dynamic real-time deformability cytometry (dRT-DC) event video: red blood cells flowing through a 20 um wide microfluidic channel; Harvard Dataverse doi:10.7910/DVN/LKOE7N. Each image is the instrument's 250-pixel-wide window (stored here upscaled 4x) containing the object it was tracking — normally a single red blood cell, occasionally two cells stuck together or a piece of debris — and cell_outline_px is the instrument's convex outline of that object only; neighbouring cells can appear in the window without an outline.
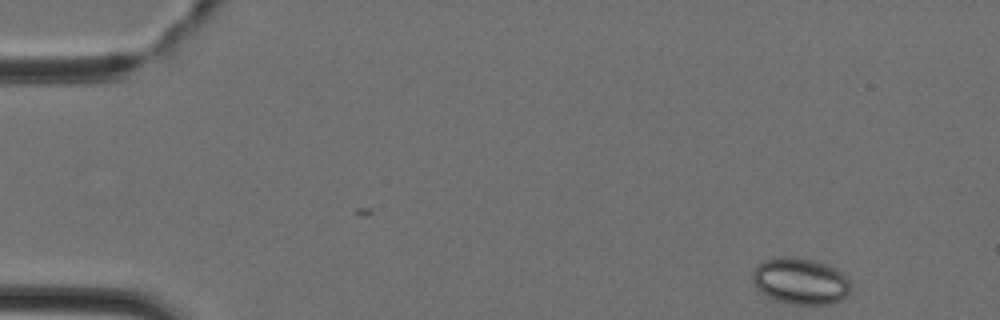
{"species": "Egyptian fruit bat (a non-hibernating species)", "species_latin": "Rousettus aegyptiacus", "temperature_condition": "cold", "stored_images_in_passage": 37, "camera_frame_rate_fps": 3000, "um_per_image_px": 0.085, "animal": {"sex": "female"}, "frame": {"image": 1, "passage_image": 1, "time_ms": 0.0, "image_size_px": [1000, 320], "cell_outline_px": [[848, 292], [840, 300], [828, 304], [796, 304], [776, 300], [768, 296], [752, 280], [752, 272], [756, 264], [764, 260], [780, 256], [792, 256], [812, 260], [824, 264], [840, 272], [848, 280]], "centroid_in_image_um": [67.98, 23.87], "position_along_channel_um": 17.0, "area_um2": 25.89}}
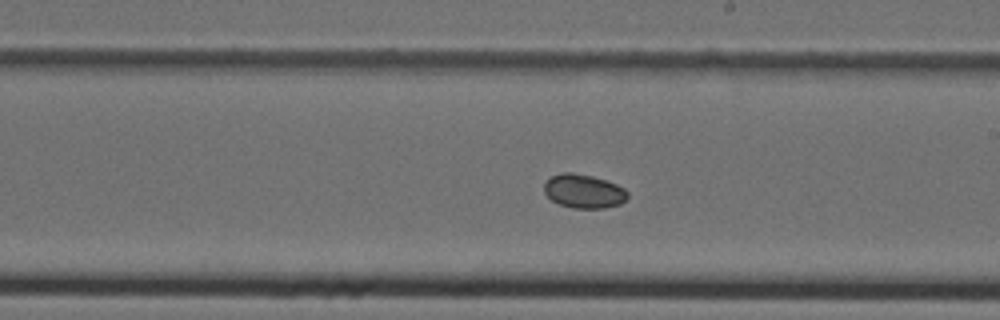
{"frame": {"image": 2, "passage_image": 23, "time_ms": 7.333, "image_size_px": [1000, 320], "cell_outline_px": [[628, 196], [620, 204], [604, 208], [572, 208], [560, 204], [552, 200], [544, 192], [544, 184], [552, 176], [560, 172], [572, 172], [592, 176], [608, 180], [624, 188], [628, 192]], "centroid_in_image_um": [49.63, 16.24], "position_along_channel_um": 239.4, "area_um2": 16.47}}
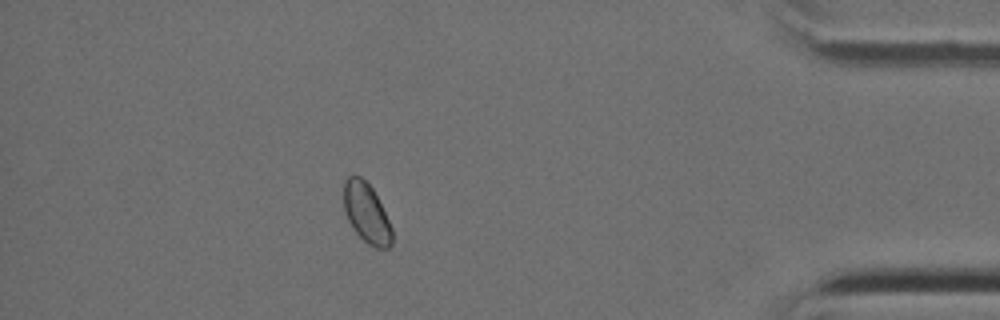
{"frame": {"image": 3, "passage_image": 37, "time_ms": 12.0, "image_size_px": [1000, 320], "cell_outline_px": [[392, 244], [388, 248], [376, 248], [368, 244], [356, 232], [348, 220], [344, 212], [344, 184], [348, 176], [360, 176], [372, 188], [392, 228]], "centroid_in_image_um": [31.15, 18.13], "position_along_channel_um": 404.1, "area_um2": 16.47}}